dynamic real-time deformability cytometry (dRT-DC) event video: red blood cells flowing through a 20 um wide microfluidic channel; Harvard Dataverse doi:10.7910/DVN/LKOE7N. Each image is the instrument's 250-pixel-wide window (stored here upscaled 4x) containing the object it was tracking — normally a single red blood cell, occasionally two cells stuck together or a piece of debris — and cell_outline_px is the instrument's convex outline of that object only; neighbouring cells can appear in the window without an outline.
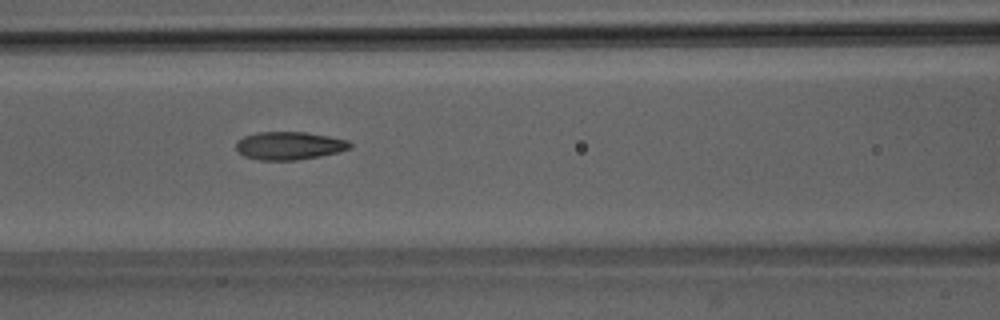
{"species": "Egyptian fruit bat (a non-hibernating species)", "species_latin": "Rousettus aegyptiacus", "temperature_condition": "room temperature", "stored_images_in_passage": 9, "camera_frame_rate_fps": 3000, "um_per_image_px": 0.085, "animal": {"sex": "male"}, "frame": {"image": 1, "passage_image": 7, "time_ms": 7.0, "image_size_px": [1000, 320], "cell_outline_px": [[352, 148], [340, 152], [320, 156], [296, 160], [260, 160], [244, 156], [236, 148], [236, 140], [244, 136], [256, 132], [308, 132], [348, 140], [352, 144]], "centroid_in_image_um": [24.61, 12.38], "position_along_channel_um": 142.0, "area_um2": 18.73}}